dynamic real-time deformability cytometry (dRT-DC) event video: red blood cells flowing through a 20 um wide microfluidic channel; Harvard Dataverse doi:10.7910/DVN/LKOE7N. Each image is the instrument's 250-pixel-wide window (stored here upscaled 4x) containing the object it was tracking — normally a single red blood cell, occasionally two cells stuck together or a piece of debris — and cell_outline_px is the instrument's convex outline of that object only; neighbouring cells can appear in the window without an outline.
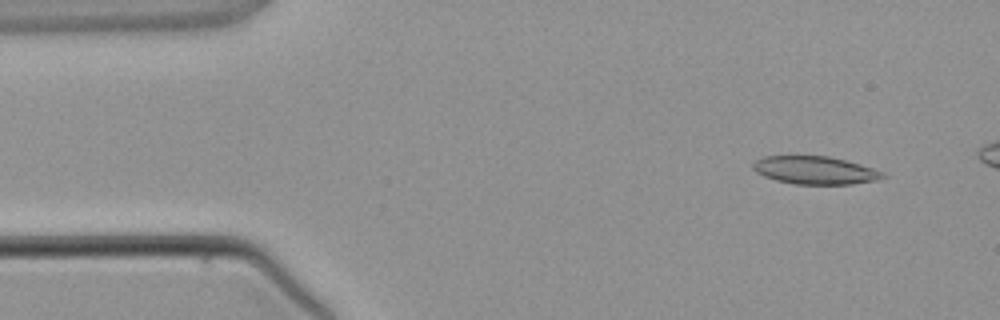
{"species": "common noctule bat (a hibernating species)", "species_latin": "Nyctalus noctula", "temperature_condition": "warm", "stored_images_in_passage": 4, "camera_frame_rate_fps": 3000, "um_per_image_px": 0.085, "animal": {"sex": "male", "body_mass_g": 21.5, "forearm_length_mm": 52.0}, "frame": {"image": 1, "passage_image": 2, "time_ms": 1.0, "image_size_px": [1000, 320], "cell_outline_px": [[888, 176], [876, 180], [852, 184], [796, 184], [776, 180], [764, 176], [756, 172], [752, 168], [752, 164], [756, 160], [764, 156], [828, 156], [860, 164], [884, 172]], "centroid_in_image_um": [69.28, 14.47], "position_along_channel_um": 15.7, "area_um2": 21.04}}